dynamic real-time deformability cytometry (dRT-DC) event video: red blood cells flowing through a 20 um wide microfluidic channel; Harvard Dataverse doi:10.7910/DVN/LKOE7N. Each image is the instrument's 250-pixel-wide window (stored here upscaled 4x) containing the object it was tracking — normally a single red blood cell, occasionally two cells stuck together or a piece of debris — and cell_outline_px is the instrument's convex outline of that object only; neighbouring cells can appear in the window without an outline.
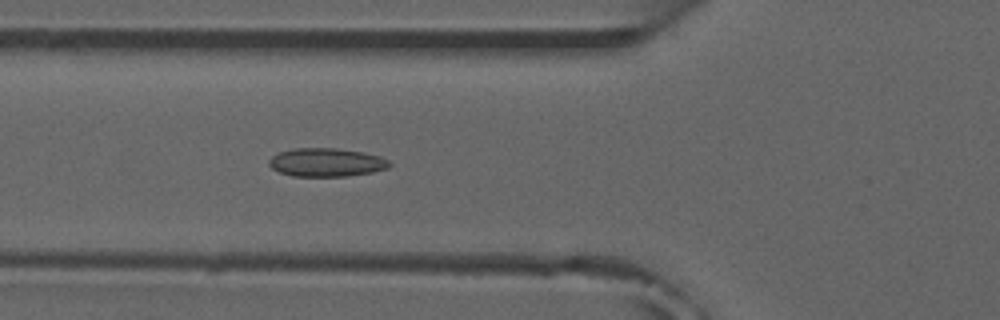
{"species": "common noctule bat (a hibernating species)", "species_latin": "Nyctalus noctula", "temperature_condition": "room temperature", "stored_images_in_passage": 6, "camera_frame_rate_fps": 3000, "um_per_image_px": 0.085, "animal": {"sex": "male", "forearm_length_mm": 52.5}, "frame": {"image": 1, "passage_image": 6, "time_ms": 5.667, "image_size_px": [1000, 320], "cell_outline_px": [[392, 164], [388, 168], [372, 172], [348, 176], [292, 176], [280, 172], [272, 168], [268, 164], [268, 160], [272, 156], [280, 152], [292, 148], [336, 148], [364, 152], [380, 156], [388, 160]], "centroid_in_image_um": [27.75, 13.8], "position_along_channel_um": 98.1, "area_um2": 20.06}}